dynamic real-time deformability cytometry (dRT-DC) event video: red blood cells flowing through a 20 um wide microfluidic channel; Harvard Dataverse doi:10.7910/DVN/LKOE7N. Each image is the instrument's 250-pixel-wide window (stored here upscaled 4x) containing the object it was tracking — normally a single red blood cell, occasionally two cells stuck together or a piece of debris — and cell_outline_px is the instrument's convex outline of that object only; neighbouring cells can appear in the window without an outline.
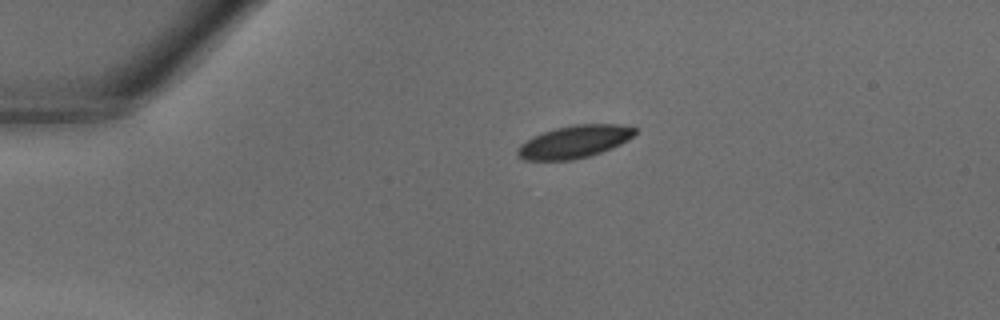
{"species": "common noctule bat (a hibernating species)", "species_latin": "Nyctalus noctula", "temperature_condition": "warm", "stored_images_in_passage": 32, "camera_frame_rate_fps": 3000, "um_per_image_px": 0.085, "animal": {"sex": "male", "body_mass_g": 18.8}, "frame": {"image": 1, "passage_image": 1, "time_ms": 0.0, "image_size_px": [1000, 320], "cell_outline_px": [[636, 132], [628, 140], [620, 144], [600, 152], [588, 156], [572, 160], [524, 160], [516, 156], [516, 148], [520, 144], [532, 136], [556, 128], [572, 124], [620, 124], [636, 128]], "centroid_in_image_um": [48.77, 12.04], "position_along_channel_um": 36.2, "area_um2": 22.31}}
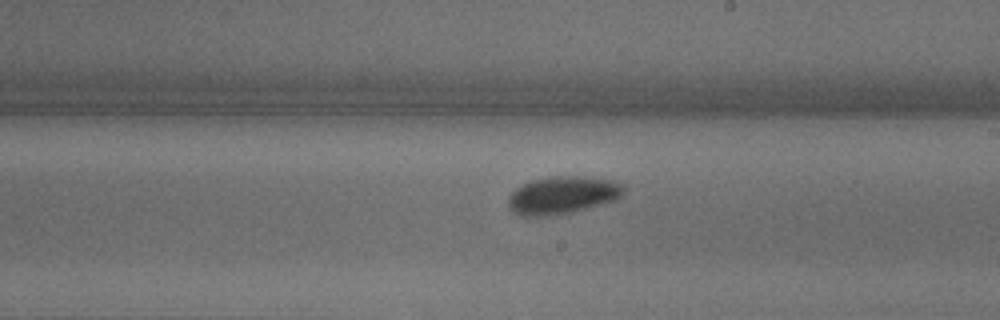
{"frame": {"image": 2, "passage_image": 16, "time_ms": 5.0, "image_size_px": [1000, 320], "cell_outline_px": [[624, 192], [616, 200], [572, 212], [548, 216], [520, 216], [512, 212], [508, 204], [508, 196], [516, 188], [532, 180], [552, 176], [584, 176], [620, 180], [624, 184]], "centroid_in_image_um": [47.85, 16.57], "position_along_channel_um": 241.2, "area_um2": 25.66}}
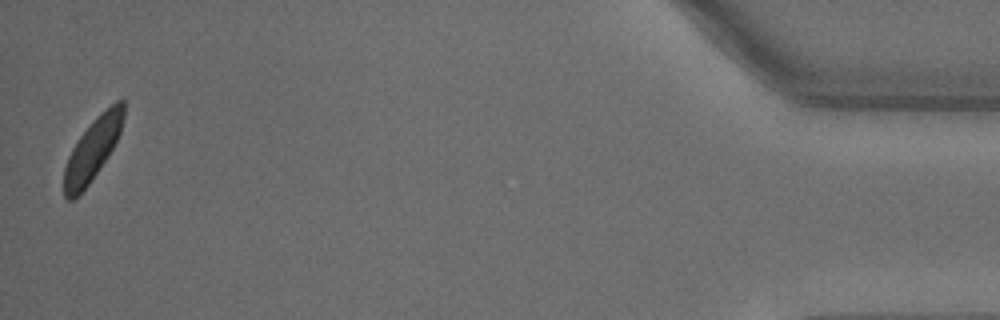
{"frame": {"image": 3, "passage_image": 32, "time_ms": 10.333, "image_size_px": [1000, 320], "cell_outline_px": [[124, 116], [120, 132], [108, 156], [88, 184], [72, 200], [68, 200], [64, 196], [64, 168], [68, 156], [72, 148], [80, 136], [96, 116], [116, 100], [124, 100]], "centroid_in_image_um": [7.86, 12.67], "position_along_channel_um": 427.3, "area_um2": 21.1}}